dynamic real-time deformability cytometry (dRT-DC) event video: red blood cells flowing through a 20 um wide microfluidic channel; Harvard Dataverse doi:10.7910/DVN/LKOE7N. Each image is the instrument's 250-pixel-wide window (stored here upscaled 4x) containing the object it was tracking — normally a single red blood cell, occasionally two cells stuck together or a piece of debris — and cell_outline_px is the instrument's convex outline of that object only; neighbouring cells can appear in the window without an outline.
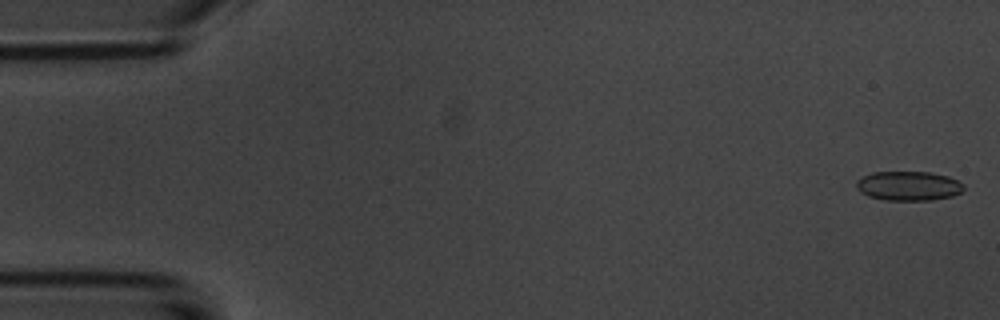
{"species": "common noctule bat (a hibernating species)", "species_latin": "Nyctalus noctula", "temperature_condition": "room temperature", "stored_images_in_passage": 51, "camera_frame_rate_fps": 3000, "um_per_image_px": 0.085, "animal": {"sex": "male", "body_mass_g": 20.1, "forearm_length_mm": 53.5}, "frame": {"image": 1, "passage_image": 1, "time_ms": 0.0, "image_size_px": [1000, 320], "cell_outline_px": [[964, 188], [960, 192], [952, 196], [932, 200], [884, 200], [868, 196], [860, 192], [856, 188], [856, 180], [872, 172], [928, 172], [948, 176], [964, 184]], "centroid_in_image_um": [77.2, 15.8], "position_along_channel_um": 7.8, "area_um2": 18.38}}
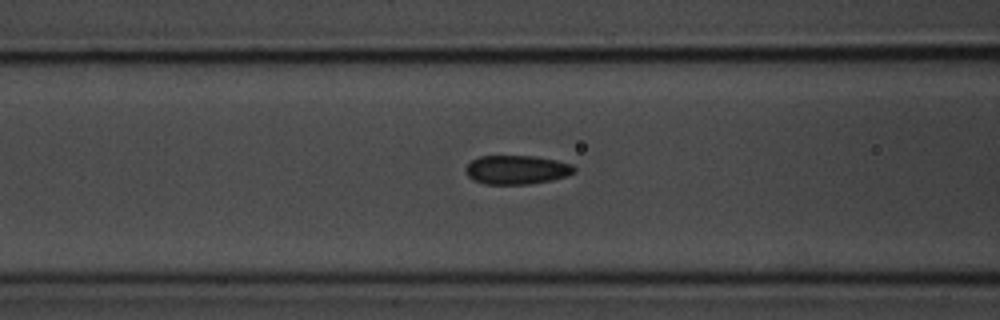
{"frame": {"image": 2, "passage_image": 21, "time_ms": 6.667, "image_size_px": [1000, 320], "cell_outline_px": [[576, 172], [568, 176], [552, 180], [528, 184], [484, 184], [472, 180], [468, 176], [464, 168], [472, 160], [480, 156], [532, 156], [556, 160], [572, 164], [576, 168]], "centroid_in_image_um": [43.93, 14.43], "position_along_channel_um": 122.7, "area_um2": 18.44}}
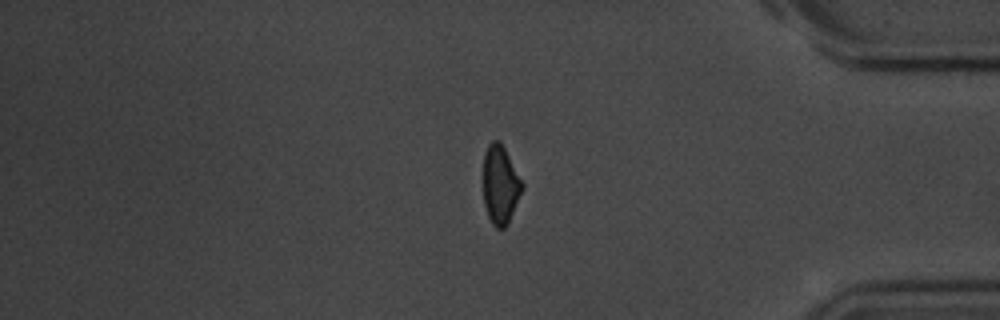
{"frame": {"image": 3, "passage_image": 45, "time_ms": 14.667, "image_size_px": [1000, 320], "cell_outline_px": [[524, 188], [508, 224], [504, 228], [496, 228], [492, 224], [488, 216], [484, 204], [484, 152], [488, 144], [492, 140], [500, 140], [524, 184]], "centroid_in_image_um": [42.54, 15.71], "position_along_channel_um": 392.7, "area_um2": 17.92}}